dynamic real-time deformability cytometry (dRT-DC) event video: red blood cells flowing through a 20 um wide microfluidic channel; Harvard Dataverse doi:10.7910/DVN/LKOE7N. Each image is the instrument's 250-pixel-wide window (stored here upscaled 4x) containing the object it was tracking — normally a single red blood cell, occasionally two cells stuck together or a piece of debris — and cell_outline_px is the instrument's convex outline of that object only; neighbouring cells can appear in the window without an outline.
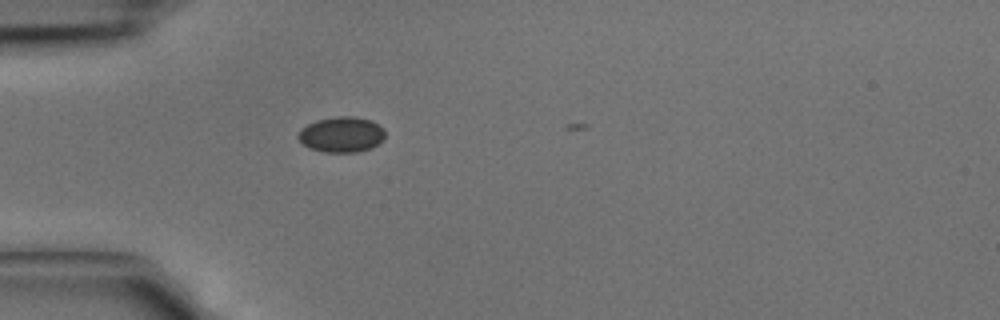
{"species": "common noctule bat (a hibernating species)", "species_latin": "Nyctalus noctula", "temperature_condition": "cold", "stored_images_in_passage": 2, "camera_frame_rate_fps": 3000, "um_per_image_px": 0.085, "animal": {"sex": "male", "body_mass_g": 15.6}, "frame": {"image": 1, "passage_image": 1, "time_ms": 0.0, "image_size_px": [1000, 320], "cell_outline_px": [[384, 140], [380, 144], [372, 148], [360, 152], [324, 152], [308, 148], [296, 136], [300, 128], [316, 120], [336, 116], [356, 116], [372, 120], [384, 128]], "centroid_in_image_um": [29.05, 11.43], "position_along_channel_um": 55.9, "area_um2": 18.38}}